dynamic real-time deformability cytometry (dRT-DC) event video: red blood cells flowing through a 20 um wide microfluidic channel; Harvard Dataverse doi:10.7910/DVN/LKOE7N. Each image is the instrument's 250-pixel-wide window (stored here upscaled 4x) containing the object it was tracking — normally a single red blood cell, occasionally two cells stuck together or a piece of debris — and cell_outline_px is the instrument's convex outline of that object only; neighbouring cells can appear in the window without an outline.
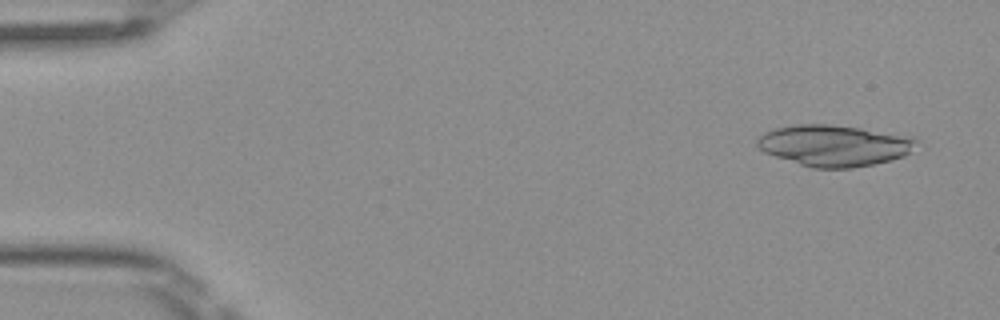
{"species": "Egyptian fruit bat (a non-hibernating species)", "species_latin": "Rousettus aegyptiacus", "temperature_condition": "room temperature", "stored_images_in_passage": 4, "camera_frame_rate_fps": 3000, "um_per_image_px": 0.085, "frame": {"image": 1, "passage_image": 1, "time_ms": 0.0, "image_size_px": [1000, 320], "cell_outline_px": [[916, 140], [908, 152], [904, 156], [892, 160], [852, 168], [812, 168], [764, 152], [756, 144], [756, 140], [764, 132], [776, 128], [796, 124], [832, 124], [860, 128], [912, 136]], "centroid_in_image_um": [70.87, 12.36], "position_along_channel_um": 14.1, "area_um2": 37.92}}